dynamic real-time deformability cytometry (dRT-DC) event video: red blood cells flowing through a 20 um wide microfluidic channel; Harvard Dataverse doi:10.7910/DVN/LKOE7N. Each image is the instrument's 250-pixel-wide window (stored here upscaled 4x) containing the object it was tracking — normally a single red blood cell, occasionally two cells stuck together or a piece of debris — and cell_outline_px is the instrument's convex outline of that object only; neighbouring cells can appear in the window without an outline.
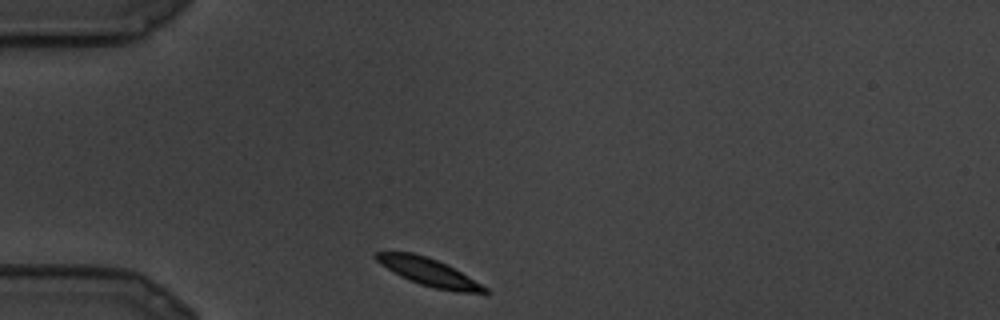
{"species": "common noctule bat (a hibernating species)", "species_latin": "Nyctalus noctula", "temperature_condition": "cold", "stored_images_in_passage": 6, "camera_frame_rate_fps": 3000, "um_per_image_px": 0.085, "animal": {"sex": "male", "body_mass_g": 19.5, "forearm_length_mm": 54.6}, "frame": {"image": 1, "passage_image": 1, "time_ms": 0.0, "image_size_px": [1000, 320], "cell_outline_px": [[492, 292], [456, 292], [436, 288], [420, 284], [400, 276], [380, 264], [372, 256], [376, 252], [412, 252], [448, 264], [488, 288]], "centroid_in_image_um": [36.43, 23.12], "position_along_channel_um": 48.6, "area_um2": 17.28}}
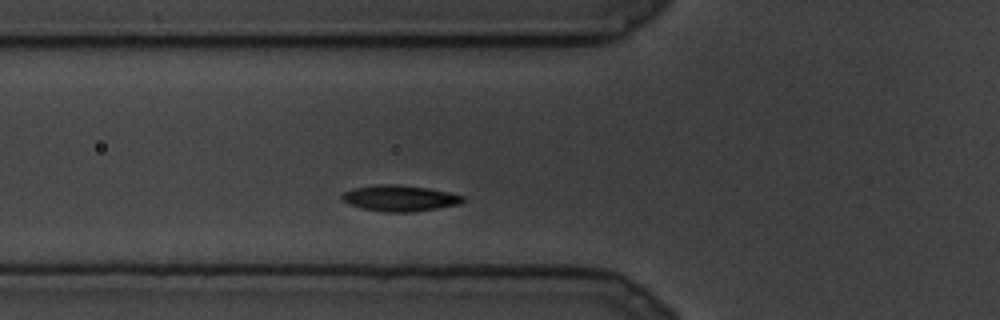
{"frame": {"image": 2, "passage_image": 4, "time_ms": 1.0, "image_size_px": [1000, 320], "cell_outline_px": [[464, 200], [460, 204], [412, 212], [388, 212], [364, 208], [352, 204], [344, 200], [340, 196], [344, 192], [352, 188], [376, 184], [396, 184], [428, 188], [448, 192], [464, 196]], "centroid_in_image_um": [33.99, 16.83], "position_along_channel_um": 91.8, "area_um2": 18.09}}
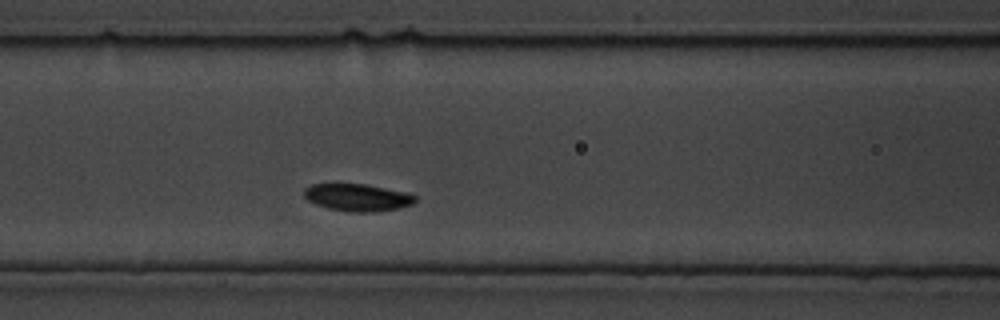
{"frame": {"image": 3, "passage_image": 6, "time_ms": 1.667, "image_size_px": [1000, 320], "cell_outline_px": [[416, 200], [412, 204], [400, 208], [372, 212], [352, 212], [328, 208], [316, 204], [308, 200], [304, 196], [304, 188], [312, 184], [364, 184], [408, 192], [416, 196]], "centroid_in_image_um": [30.4, 16.78], "position_along_channel_um": 136.2, "area_um2": 17.63}}